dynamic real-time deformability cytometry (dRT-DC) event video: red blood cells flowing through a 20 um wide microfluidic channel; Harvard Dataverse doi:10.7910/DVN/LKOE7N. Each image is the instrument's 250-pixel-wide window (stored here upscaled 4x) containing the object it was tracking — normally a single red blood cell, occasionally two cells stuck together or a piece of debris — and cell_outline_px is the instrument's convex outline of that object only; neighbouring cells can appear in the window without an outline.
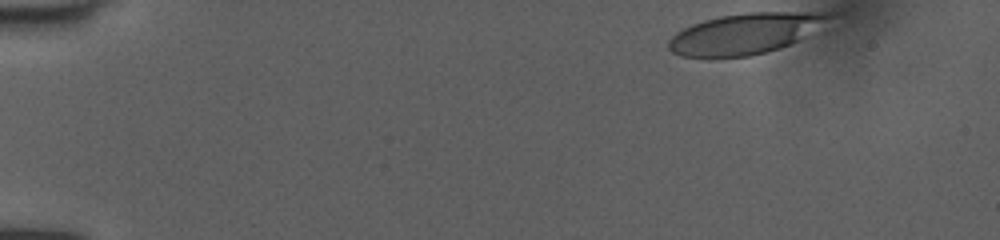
{"species": "human", "species_latin": "Homo sapiens", "temperature_condition": "room temperature", "stored_images_in_passage": 40, "camera_frame_rate_fps": 3000, "um_per_image_px": 0.085, "donor": {"sex": "female"}, "frame": {"image": 1, "passage_image": 1, "time_ms": 0.0, "image_size_px": [1000, 240], "cell_outline_px": [[836, 12], [832, 16], [796, 40], [780, 48], [748, 56], [708, 60], [680, 56], [672, 52], [668, 48], [668, 40], [676, 32], [692, 24], [704, 20], [720, 16], [748, 12]], "centroid_in_image_um": [63.18, 2.89], "position_along_channel_um": 21.8, "area_um2": 38.09}}
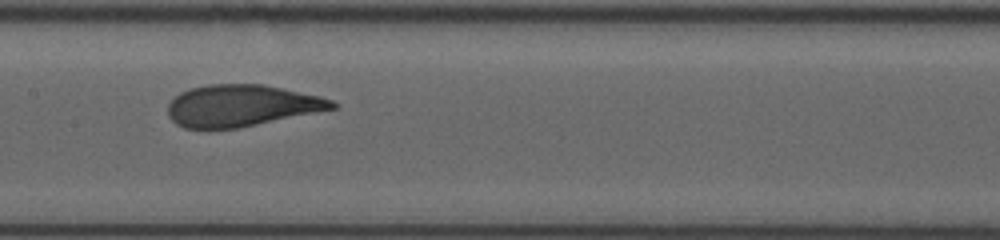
{"frame": {"image": 2, "passage_image": 22, "time_ms": 7.0, "image_size_px": [1000, 240], "cell_outline_px": [[340, 104], [336, 108], [236, 128], [208, 132], [184, 128], [176, 124], [168, 116], [168, 104], [180, 92], [188, 88], [208, 84], [264, 84], [320, 96], [332, 100]], "centroid_in_image_um": [20.46, 9.0], "position_along_channel_um": 186.9, "area_um2": 40.46}}
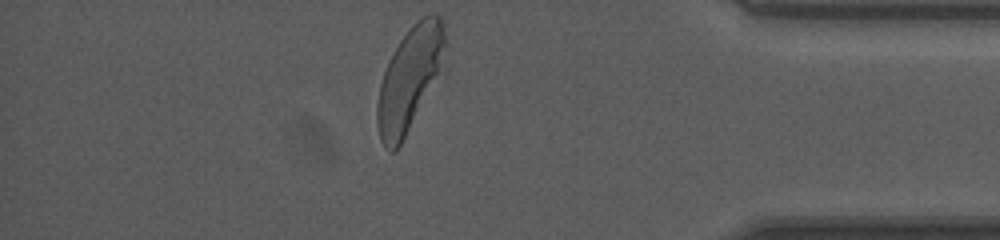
{"frame": {"image": 3, "passage_image": 40, "time_ms": 13.0, "image_size_px": [1000, 240], "cell_outline_px": [[444, 44], [436, 72], [396, 152], [392, 152], [380, 140], [376, 124], [376, 104], [380, 84], [388, 60], [400, 40], [408, 28], [412, 24], [428, 12], [436, 12], [440, 16], [444, 24]], "centroid_in_image_um": [34.71, 6.63], "position_along_channel_um": 400.5, "area_um2": 38.9}, "authors_computed_cell_mechanics": {"area_um2": 40.4889, "velocity_mm_per_s": 4.0165, "shape_relaxation_time_tau1_ms": 3.9439, "shape_relaxation_time_tau2_ms": 0.6444, "deformation_change_tau1": 0.172, "deformation_change_tau2": 0.0652}}